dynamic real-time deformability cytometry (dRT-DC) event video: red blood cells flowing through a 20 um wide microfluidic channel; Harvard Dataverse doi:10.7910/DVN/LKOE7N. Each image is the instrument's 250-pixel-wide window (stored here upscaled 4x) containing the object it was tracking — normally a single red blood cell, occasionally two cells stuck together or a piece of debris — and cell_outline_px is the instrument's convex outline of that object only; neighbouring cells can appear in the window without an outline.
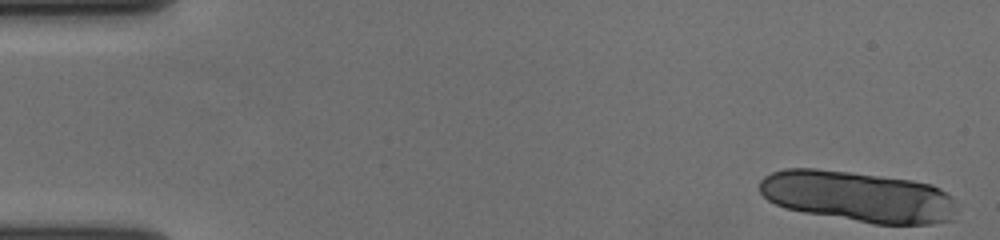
{"species": "human", "species_latin": "Homo sapiens", "temperature_condition": "cold", "stored_images_in_passage": 17, "camera_frame_rate_fps": 3000, "um_per_image_px": 0.085, "donor": {"sex": "female"}, "frame": {"image": 1, "passage_image": 1, "time_ms": 0.0, "image_size_px": [1000, 240], "cell_outline_px": [[956, 220], [932, 224], [872, 224], [804, 212], [784, 208], [768, 200], [760, 192], [760, 180], [764, 176], [772, 172], [784, 168], [816, 168], [912, 180], [932, 184], [940, 188], [952, 196], [956, 200]], "centroid_in_image_um": [72.98, 16.72], "position_along_channel_um": 12.0, "area_um2": 59.07}}